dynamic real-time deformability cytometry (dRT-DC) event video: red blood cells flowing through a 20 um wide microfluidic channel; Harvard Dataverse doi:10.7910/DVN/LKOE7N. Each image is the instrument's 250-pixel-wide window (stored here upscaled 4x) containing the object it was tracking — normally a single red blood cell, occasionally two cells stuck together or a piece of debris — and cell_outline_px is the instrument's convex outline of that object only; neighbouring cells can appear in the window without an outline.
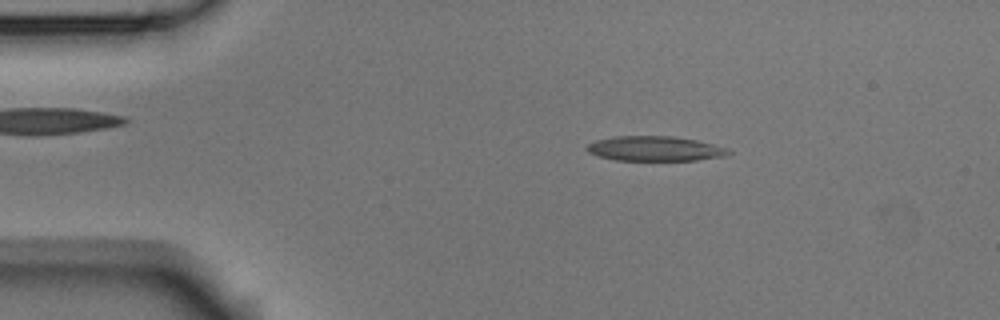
{"species": "Egyptian fruit bat (a non-hibernating species)", "species_latin": "Rousettus aegyptiacus", "temperature_condition": "room temperature", "stored_images_in_passage": 9, "camera_frame_rate_fps": 3000, "um_per_image_px": 0.085, "animal": {"sex": "male"}, "frame": {"image": 1, "passage_image": 3, "time_ms": 0.667, "image_size_px": [1000, 320], "cell_outline_px": [[732, 152], [720, 156], [696, 160], [616, 160], [600, 156], [588, 152], [584, 148], [588, 144], [596, 140], [612, 136], [676, 136], [696, 140], [728, 148]], "centroid_in_image_um": [55.62, 12.62], "position_along_channel_um": 29.4, "area_um2": 20.35}}
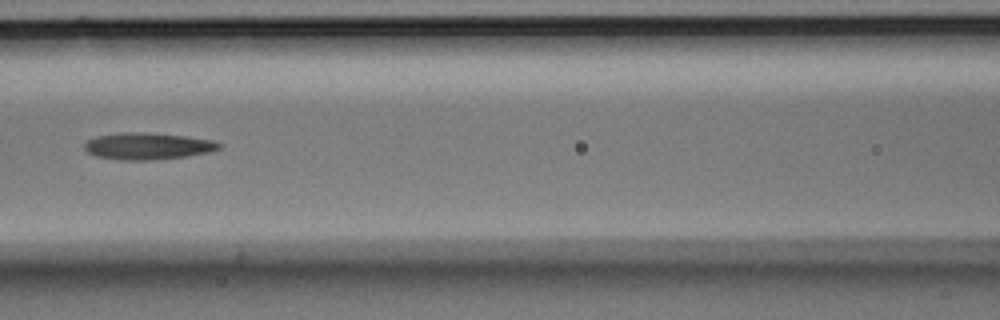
{"frame": {"image": 2, "passage_image": 7, "time_ms": 2.0, "image_size_px": [1000, 320], "cell_outline_px": [[224, 144], [220, 148], [208, 152], [184, 156], [148, 160], [120, 160], [96, 156], [88, 152], [84, 148], [84, 144], [88, 140], [96, 136], [120, 132], [132, 132], [184, 136], [212, 140]], "centroid_in_image_um": [12.52, 12.42], "position_along_channel_um": 154.1, "area_um2": 20.69}}
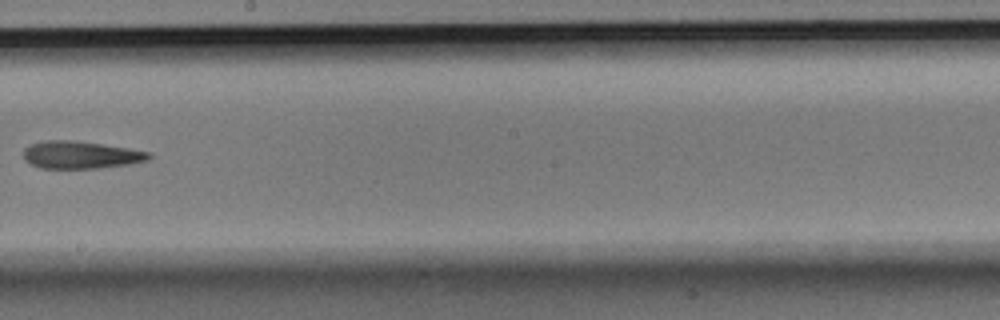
{"frame": {"image": 3, "passage_image": 9, "time_ms": 2.667, "image_size_px": [1000, 320], "cell_outline_px": [[152, 156], [148, 160], [128, 164], [100, 168], [40, 168], [24, 160], [24, 148], [32, 144], [48, 140], [76, 140], [128, 148], [152, 152]], "centroid_in_image_um": [6.88, 13.16], "position_along_channel_um": 241.3, "area_um2": 20.06}}